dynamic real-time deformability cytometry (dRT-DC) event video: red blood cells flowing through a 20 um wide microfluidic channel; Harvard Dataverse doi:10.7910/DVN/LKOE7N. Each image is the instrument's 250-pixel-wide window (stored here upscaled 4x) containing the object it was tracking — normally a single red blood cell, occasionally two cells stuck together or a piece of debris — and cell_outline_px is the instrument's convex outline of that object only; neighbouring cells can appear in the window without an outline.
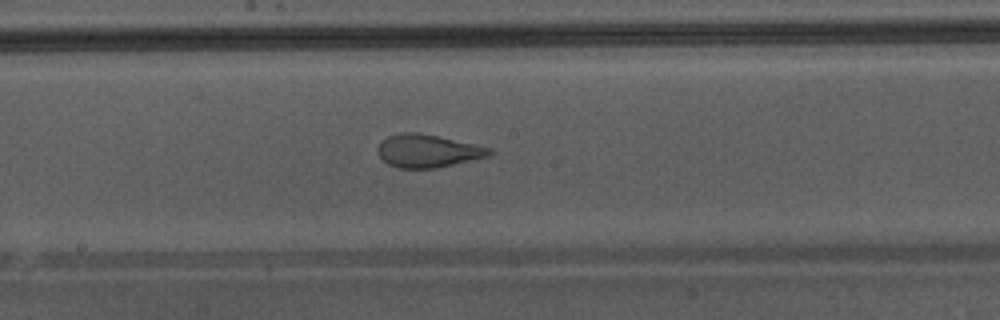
{"species": "Egyptian fruit bat (a non-hibernating species)", "species_latin": "Rousettus aegyptiacus", "temperature_condition": "warm", "stored_images_in_passage": 49, "camera_frame_rate_fps": 3000, "um_per_image_px": 0.085, "animal": {"sex": "male"}, "frame": {"image": 1, "passage_image": 28, "time_ms": 9.0, "image_size_px": [1000, 320], "cell_outline_px": [[496, 152], [488, 156], [436, 168], [396, 168], [388, 164], [380, 156], [380, 140], [388, 136], [400, 132], [420, 132], [492, 148]], "centroid_in_image_um": [36.38, 12.82], "position_along_channel_um": 211.8, "area_um2": 21.33}, "authors_computed_cell_mechanics": {"area_um2": 28.0908, "velocity_mm_per_s": 4.3612, "shape_relaxation_time_tau1_ms": null, "shape_relaxation_time_tau2_ms": 0.6369, "deformation_change_tau1": null, "deformation_change_tau2": 0.0887}}